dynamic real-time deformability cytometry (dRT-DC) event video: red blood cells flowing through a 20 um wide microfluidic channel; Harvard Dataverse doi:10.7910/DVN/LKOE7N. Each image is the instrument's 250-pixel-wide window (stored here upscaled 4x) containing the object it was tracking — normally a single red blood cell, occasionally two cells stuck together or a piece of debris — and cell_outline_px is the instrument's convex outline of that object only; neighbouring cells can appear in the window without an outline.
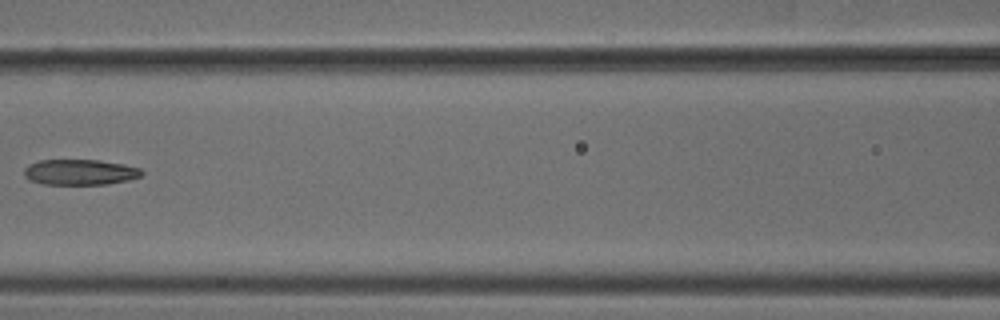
{"species": "common noctule bat (a hibernating species)", "species_latin": "Nyctalus noctula", "temperature_condition": "cold", "stored_images_in_passage": 8, "camera_frame_rate_fps": 3000, "um_per_image_px": 0.085, "animal": {"sex": "male", "body_mass_g": 18.8}, "frame": {"image": 1, "passage_image": 7, "time_ms": 2.0, "image_size_px": [1000, 320], "cell_outline_px": [[144, 172], [140, 176], [128, 180], [108, 184], [44, 184], [28, 180], [24, 176], [24, 168], [28, 164], [40, 160], [100, 160], [124, 164], [140, 168]], "centroid_in_image_um": [6.78, 14.63], "position_along_channel_um": 159.8, "area_um2": 17.63}}
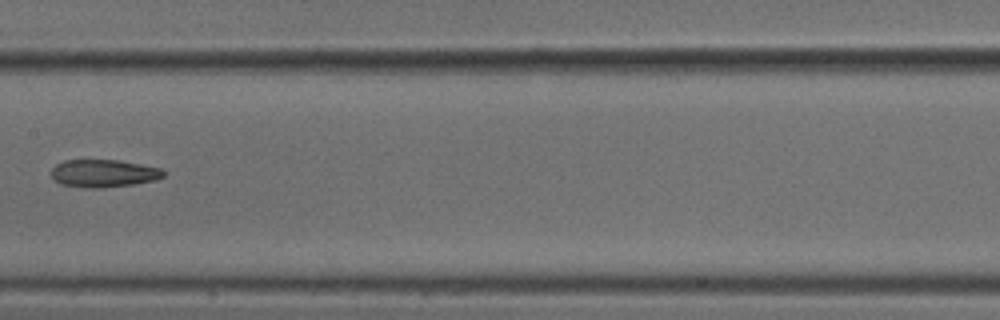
{"frame": {"image": 2, "passage_image": 8, "time_ms": 2.333, "image_size_px": [1000, 320], "cell_outline_px": [[164, 176], [156, 180], [132, 184], [104, 188], [88, 188], [60, 184], [52, 180], [52, 168], [56, 164], [64, 160], [116, 160], [140, 164], [160, 168], [164, 172]], "centroid_in_image_um": [8.77, 14.74], "position_along_channel_um": 198.6, "area_um2": 18.09}}